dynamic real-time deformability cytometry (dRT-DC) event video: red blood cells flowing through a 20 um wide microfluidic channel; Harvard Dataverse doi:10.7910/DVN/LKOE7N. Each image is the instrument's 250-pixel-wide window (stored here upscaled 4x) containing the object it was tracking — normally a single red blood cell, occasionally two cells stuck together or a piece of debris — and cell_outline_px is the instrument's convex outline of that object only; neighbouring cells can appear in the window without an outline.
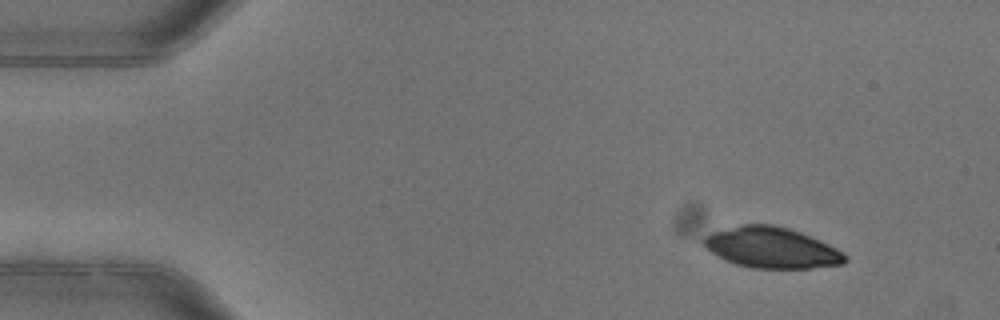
{"species": "common noctule bat (a hibernating species)", "species_latin": "Nyctalus noctula", "temperature_condition": "warm", "stored_images_in_passage": 4, "camera_frame_rate_fps": 3000, "um_per_image_px": 0.085, "animal": {"sex": "female"}, "frame": {"image": 1, "passage_image": 1, "time_ms": 0.0, "image_size_px": [1000, 320], "cell_outline_px": [[848, 260], [844, 264], [812, 268], [752, 268], [736, 264], [704, 248], [700, 240], [704, 236], [712, 232], [744, 224], [772, 224], [788, 228], [800, 232], [828, 244], [844, 252], [848, 256]], "centroid_in_image_um": [65.6, 21.05], "position_along_channel_um": 19.4, "area_um2": 33.58}}